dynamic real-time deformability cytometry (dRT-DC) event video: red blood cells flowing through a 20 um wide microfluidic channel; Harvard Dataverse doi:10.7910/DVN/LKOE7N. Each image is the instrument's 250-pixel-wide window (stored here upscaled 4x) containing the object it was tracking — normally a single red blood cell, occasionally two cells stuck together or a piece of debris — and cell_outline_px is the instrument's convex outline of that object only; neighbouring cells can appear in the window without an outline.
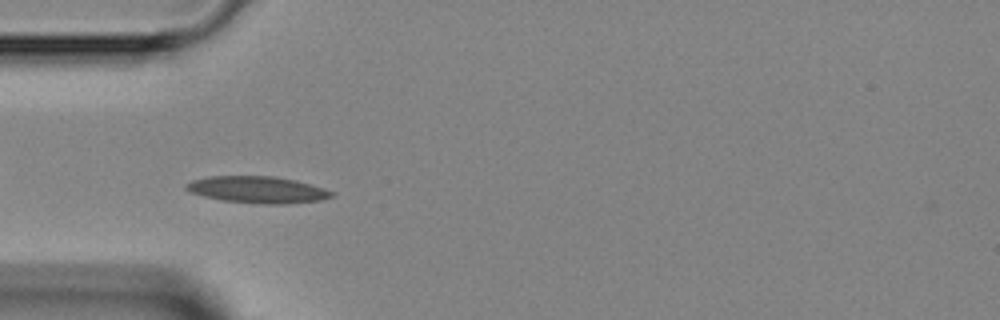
{"species": "Egyptian fruit bat (a non-hibernating species)", "species_latin": "Rousettus aegyptiacus", "temperature_condition": "room temperature", "stored_images_in_passage": 4, "camera_frame_rate_fps": 3000, "um_per_image_px": 0.085, "animal": {"sex": "female"}, "frame": {"image": 1, "passage_image": 3, "time_ms": 2.333, "image_size_px": [1000, 320], "cell_outline_px": [[336, 192], [332, 196], [320, 200], [284, 204], [260, 204], [224, 200], [204, 196], [188, 192], [184, 188], [184, 184], [192, 180], [208, 176], [272, 176], [296, 180], [324, 188]], "centroid_in_image_um": [21.86, 16.12], "position_along_channel_um": 63.1, "area_um2": 22.72}}
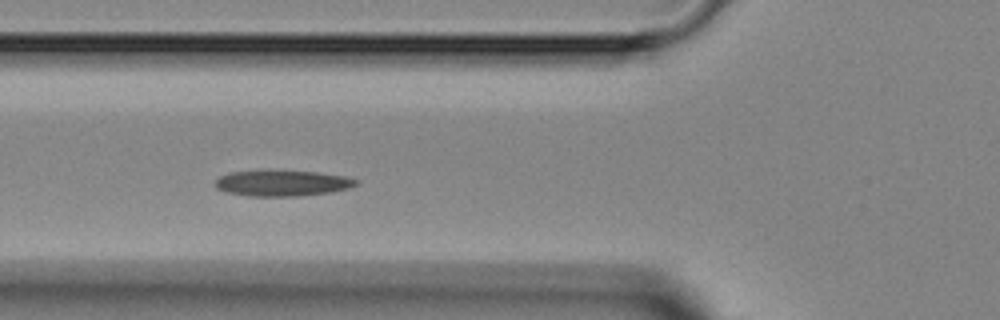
{"frame": {"image": 2, "passage_image": 4, "time_ms": 3.333, "image_size_px": [1000, 320], "cell_outline_px": [[360, 184], [348, 188], [332, 192], [296, 196], [248, 196], [224, 192], [216, 188], [212, 184], [220, 176], [228, 172], [316, 172], [344, 176], [360, 180]], "centroid_in_image_um": [23.99, 15.59], "position_along_channel_um": 101.8, "area_um2": 20.92}}